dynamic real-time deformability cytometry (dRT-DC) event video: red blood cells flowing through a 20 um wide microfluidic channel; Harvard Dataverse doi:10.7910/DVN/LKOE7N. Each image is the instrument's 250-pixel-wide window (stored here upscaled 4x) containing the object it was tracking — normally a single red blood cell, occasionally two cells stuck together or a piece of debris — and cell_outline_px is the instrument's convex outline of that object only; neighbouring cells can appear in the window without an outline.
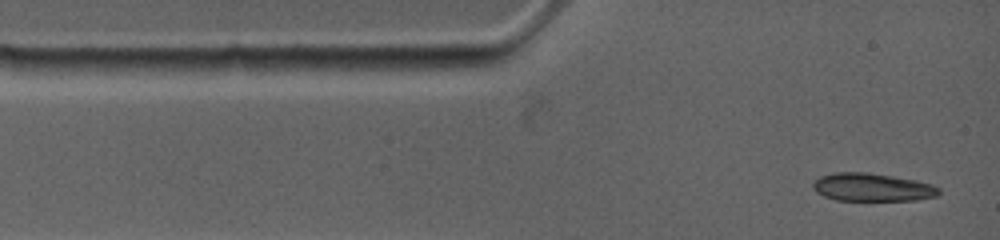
{"species": "common noctule bat (a hibernating species)", "species_latin": "Nyctalus noctula", "temperature_condition": "warm", "stored_images_in_passage": 6, "camera_frame_rate_fps": 4500, "um_per_image_px": 0.085, "animal": {"sex": "female", "body_mass_g": 19.0, "forearm_length_mm": 53.3}, "frame": {"image": 1, "passage_image": 1, "time_ms": 0.0, "image_size_px": [1000, 240], "cell_outline_px": [[940, 192], [936, 196], [916, 200], [836, 200], [824, 196], [816, 192], [812, 188], [812, 184], [820, 176], [832, 172], [864, 172], [892, 176], [916, 180], [932, 184], [940, 188]], "centroid_in_image_um": [74.12, 15.91], "position_along_channel_um": 10.9, "area_um2": 20.58}}
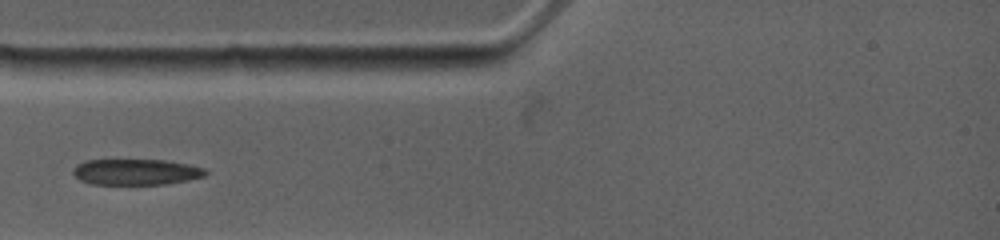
{"frame": {"image": 2, "passage_image": 4, "time_ms": 2.444, "image_size_px": [1000, 240], "cell_outline_px": [[208, 172], [204, 176], [188, 180], [164, 184], [92, 184], [80, 180], [72, 172], [72, 168], [76, 164], [84, 160], [164, 160], [188, 164], [204, 168]], "centroid_in_image_um": [11.53, 14.61], "position_along_channel_um": 73.5, "area_um2": 20.0}}
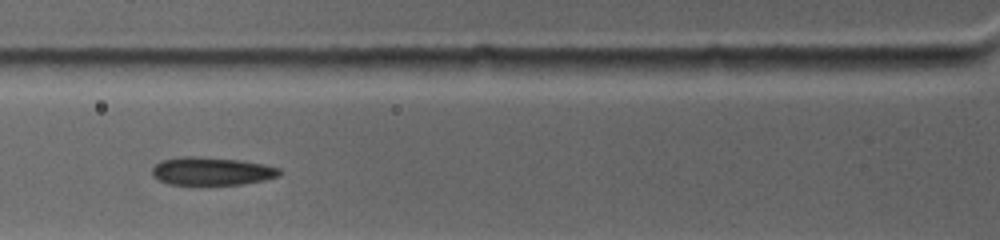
{"frame": {"image": 3, "passage_image": 5, "time_ms": 3.333, "image_size_px": [1000, 240], "cell_outline_px": [[280, 176], [264, 180], [240, 184], [192, 188], [168, 184], [152, 176], [152, 168], [160, 160], [180, 156], [196, 156], [240, 160], [264, 164], [280, 168]], "centroid_in_image_um": [17.93, 14.59], "position_along_channel_um": 107.9, "area_um2": 21.85}}